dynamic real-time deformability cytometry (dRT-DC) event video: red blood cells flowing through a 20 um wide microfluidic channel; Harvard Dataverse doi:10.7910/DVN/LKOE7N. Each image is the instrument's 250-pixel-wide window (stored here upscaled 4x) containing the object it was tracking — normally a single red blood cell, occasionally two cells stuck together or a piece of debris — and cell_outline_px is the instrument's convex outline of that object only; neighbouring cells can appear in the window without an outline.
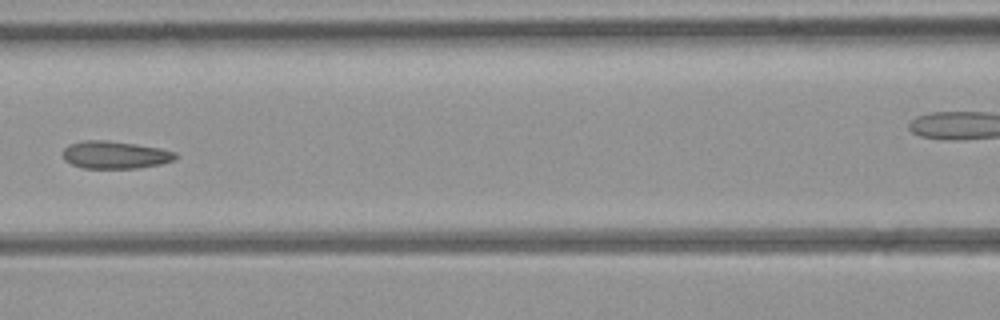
{"species": "common noctule bat (a hibernating species)", "species_latin": "Nyctalus noctula", "temperature_condition": "room temperature", "stored_images_in_passage": 6, "segment_of_instrument_passage": [1, 2], "camera_frame_rate_fps": 3000, "um_per_image_px": 0.085, "animal": {"sex": "female", "body_mass_g": 21.9}, "frame": {"image": 1, "passage_image": 5, "time_ms": 5.333, "image_size_px": [1000, 320], "cell_outline_px": [[176, 160], [160, 164], [136, 168], [84, 168], [72, 164], [64, 160], [64, 148], [68, 144], [84, 140], [108, 140], [136, 144], [160, 148], [176, 152]], "centroid_in_image_um": [9.79, 13.15], "position_along_channel_um": 156.8, "area_um2": 18.09}}